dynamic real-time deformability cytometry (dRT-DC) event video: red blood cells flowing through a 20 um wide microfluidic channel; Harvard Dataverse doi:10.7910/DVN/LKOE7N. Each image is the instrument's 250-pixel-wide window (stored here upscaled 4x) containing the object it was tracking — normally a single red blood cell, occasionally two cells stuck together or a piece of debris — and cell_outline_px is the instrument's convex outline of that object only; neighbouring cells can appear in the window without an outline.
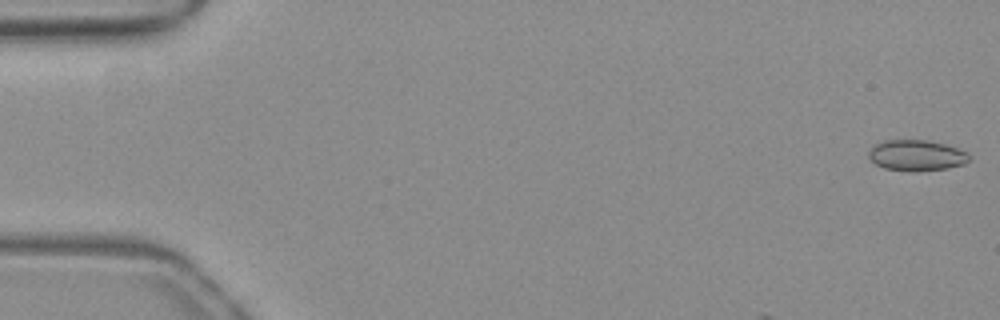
{"species": "common noctule bat (a hibernating species)", "species_latin": "Nyctalus noctula", "temperature_condition": "warm", "stored_images_in_passage": 5, "camera_frame_rate_fps": 3000, "um_per_image_px": 0.085, "animal": {"sex": "female", "body_mass_g": 19.3, "forearm_length_mm": 54.1}, "frame": {"image": 1, "passage_image": 1, "time_ms": 0.0, "image_size_px": [1000, 320], "cell_outline_px": [[972, 160], [964, 164], [948, 168], [916, 172], [908, 172], [884, 168], [876, 164], [868, 156], [868, 152], [872, 144], [884, 140], [928, 140], [944, 144], [968, 152]], "centroid_in_image_um": [77.9, 13.21], "position_along_channel_um": 7.1, "area_um2": 18.44}}